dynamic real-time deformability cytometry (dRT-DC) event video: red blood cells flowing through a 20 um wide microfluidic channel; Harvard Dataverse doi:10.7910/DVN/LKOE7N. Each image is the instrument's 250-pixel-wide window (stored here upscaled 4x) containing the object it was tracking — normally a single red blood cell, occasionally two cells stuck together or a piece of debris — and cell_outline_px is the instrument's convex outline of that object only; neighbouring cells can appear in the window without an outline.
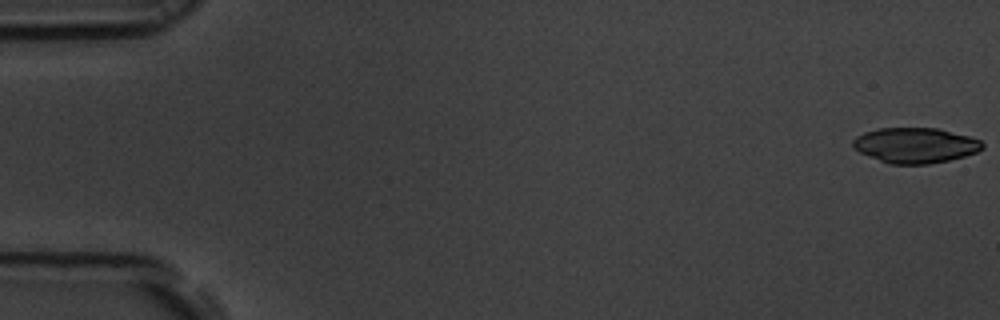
{"species": "common noctule bat (a hibernating species)", "species_latin": "Nyctalus noctula", "temperature_condition": "room temperature", "stored_images_in_passage": 55, "camera_frame_rate_fps": 3000, "um_per_image_px": 0.085, "animal": {"sex": "male", "body_mass_g": 19.5, "forearm_length_mm": 54.6}, "frame": {"image": 1, "passage_image": 1, "time_ms": 0.0, "image_size_px": [1000, 320], "cell_outline_px": [[984, 148], [976, 152], [964, 156], [948, 160], [928, 164], [888, 164], [868, 156], [852, 148], [852, 140], [856, 136], [864, 132], [880, 128], [936, 128], [972, 136], [980, 140], [984, 144]], "centroid_in_image_um": [77.79, 12.35], "position_along_channel_um": 7.2, "area_um2": 26.82}}
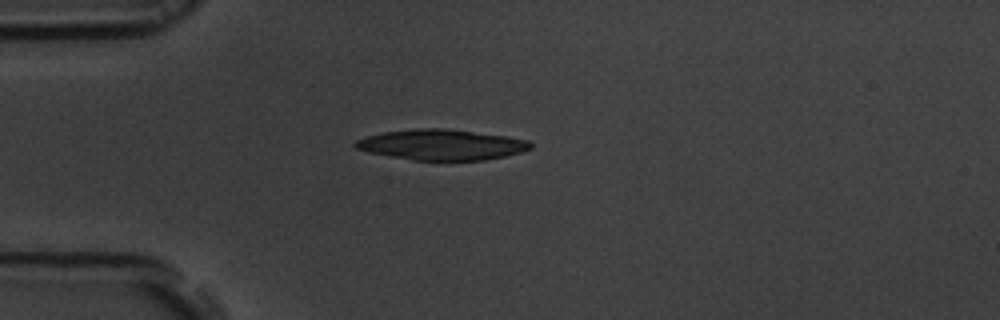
{"frame": {"image": 2, "passage_image": 15, "time_ms": 4.667, "image_size_px": [1000, 320], "cell_outline_px": [[532, 148], [520, 152], [504, 156], [484, 160], [416, 160], [368, 152], [356, 148], [352, 144], [356, 140], [364, 136], [384, 132], [416, 128], [444, 128], [508, 136], [528, 140], [532, 144]], "centroid_in_image_um": [37.52, 12.29], "position_along_channel_um": 47.5, "area_um2": 31.1}}
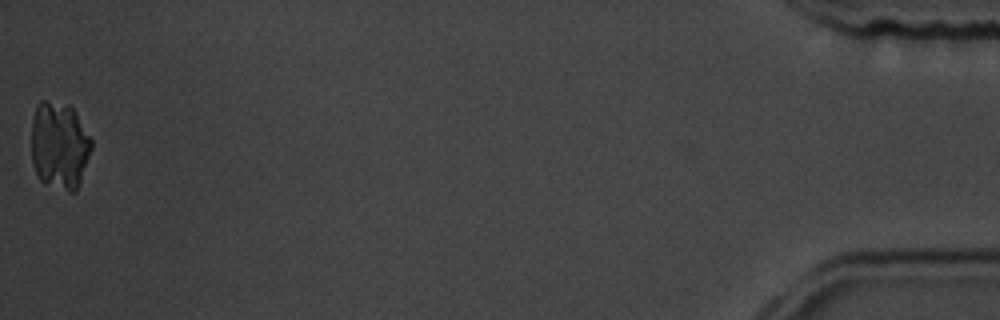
{"frame": {"image": 3, "passage_image": 55, "time_ms": 18.0, "image_size_px": [1000, 320], "cell_outline_px": [[92, 148], [76, 192], [68, 192], [40, 180], [32, 164], [32, 120], [36, 104], [40, 100], [44, 100], [68, 104], [76, 112], [92, 140]], "centroid_in_image_um": [5.05, 12.34], "position_along_channel_um": 430.2, "area_um2": 30.75}}